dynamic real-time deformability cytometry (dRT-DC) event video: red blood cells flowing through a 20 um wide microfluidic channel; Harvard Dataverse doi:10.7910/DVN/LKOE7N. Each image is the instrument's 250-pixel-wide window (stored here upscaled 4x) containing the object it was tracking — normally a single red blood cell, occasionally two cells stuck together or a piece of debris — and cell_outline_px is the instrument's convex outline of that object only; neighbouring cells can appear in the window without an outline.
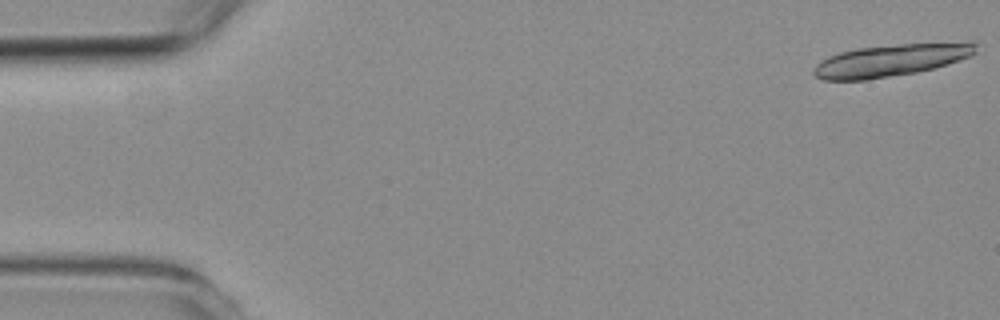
{"species": "common noctule bat (a hibernating species)", "species_latin": "Nyctalus noctula", "temperature_condition": "room temperature", "stored_images_in_passage": 6, "camera_frame_rate_fps": 3000, "um_per_image_px": 0.085, "animal": {"sex": "female", "body_mass_g": 19.3, "forearm_length_mm": 54.1}, "frame": {"image": 1, "passage_image": 1, "time_ms": 0.0, "image_size_px": [1000, 320], "cell_outline_px": [[976, 52], [968, 56], [948, 64], [916, 72], [864, 80], [824, 80], [816, 76], [812, 72], [812, 68], [820, 60], [828, 56], [840, 52], [860, 48], [900, 44], [972, 40], [976, 44]], "centroid_in_image_um": [75.75, 5.1], "position_along_channel_um": 9.3, "area_um2": 30.52}}